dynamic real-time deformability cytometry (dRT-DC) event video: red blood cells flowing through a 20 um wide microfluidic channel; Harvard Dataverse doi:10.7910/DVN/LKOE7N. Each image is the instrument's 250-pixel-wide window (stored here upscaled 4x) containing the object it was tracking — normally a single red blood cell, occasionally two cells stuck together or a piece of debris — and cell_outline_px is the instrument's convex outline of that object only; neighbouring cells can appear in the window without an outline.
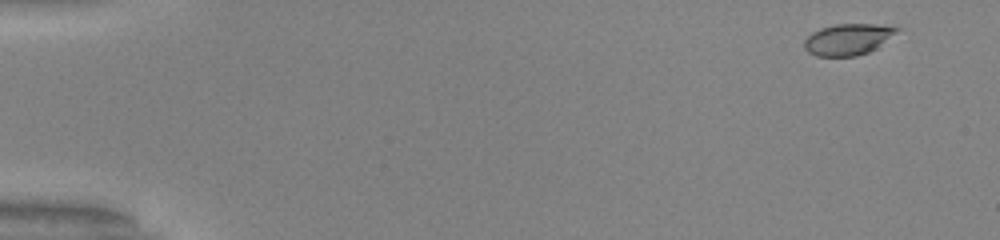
{"species": "common noctule bat (a hibernating species)", "species_latin": "Nyctalus noctula", "temperature_condition": "warm", "stored_images_in_passage": 53, "camera_frame_rate_fps": 3000, "um_per_image_px": 0.085, "animal": {"sex": "male", "body_mass_g": 20.0, "forearm_length_mm": 53.3}, "frame": {"image": 1, "passage_image": 4, "time_ms": 1.0, "image_size_px": [1000, 240], "cell_outline_px": [[900, 28], [896, 32], [876, 48], [868, 52], [856, 56], [816, 56], [808, 52], [804, 48], [804, 40], [812, 32], [820, 28], [836, 24], [876, 24]], "centroid_in_image_um": [72.02, 3.35], "position_along_channel_um": 13.0, "area_um2": 16.7}}
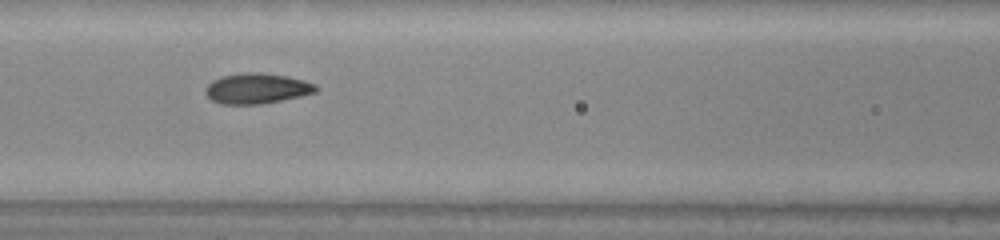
{"frame": {"image": 2, "passage_image": 25, "time_ms": 8.0, "image_size_px": [1000, 240], "cell_outline_px": [[320, 88], [316, 92], [300, 96], [260, 104], [220, 104], [212, 100], [204, 92], [208, 84], [212, 80], [224, 76], [244, 72], [256, 72], [288, 76], [304, 80], [316, 84]], "centroid_in_image_um": [21.85, 7.51], "position_along_channel_um": 144.8, "area_um2": 19.54}}
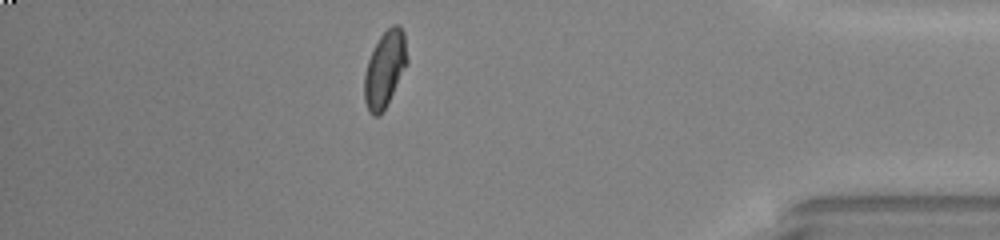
{"frame": {"image": 3, "passage_image": 47, "time_ms": 15.333, "image_size_px": [1000, 240], "cell_outline_px": [[408, 64], [388, 104], [380, 116], [372, 116], [368, 112], [364, 100], [364, 76], [368, 60], [380, 36], [392, 24], [400, 24], [404, 32], [408, 60]], "centroid_in_image_um": [32.73, 5.9], "position_along_channel_um": 402.5, "area_um2": 19.31}, "authors_computed_cell_mechanics": {"area_um2": 18.4382, "velocity_mm_per_s": 4.0047, "shape_relaxation_time_tau1_ms": 5.6211, "shape_relaxation_time_tau2_ms": 0.7414, "deformation_change_tau1": 0.1736, "deformation_change_tau2": 0.0559}}